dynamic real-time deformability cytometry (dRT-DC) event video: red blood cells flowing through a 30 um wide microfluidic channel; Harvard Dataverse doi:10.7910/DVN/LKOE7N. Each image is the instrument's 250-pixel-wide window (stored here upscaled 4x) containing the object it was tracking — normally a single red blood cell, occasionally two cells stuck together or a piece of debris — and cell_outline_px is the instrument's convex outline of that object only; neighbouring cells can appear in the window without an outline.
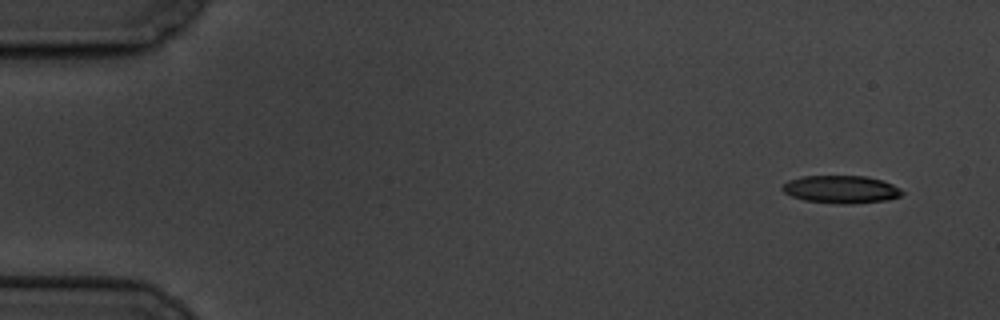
{"species": "common noctule bat (a hibernating species)", "species_latin": "Nyctalus noctula", "temperature_condition": "cold", "stored_images_in_passage": 5, "camera_frame_rate_fps": 3000, "um_per_image_px": 0.085, "animal": {"sex": "male", "body_mass_g": 19.5, "forearm_length_mm": 54.6}, "frame": {"image": 1, "passage_image": 1, "time_ms": 0.0, "image_size_px": [1000, 320], "cell_outline_px": [[904, 192], [900, 196], [884, 200], [852, 204], [840, 204], [804, 200], [792, 196], [784, 192], [780, 188], [788, 180], [800, 176], [864, 176], [880, 180], [892, 184], [900, 188]], "centroid_in_image_um": [71.46, 16.09], "position_along_channel_um": 13.5, "area_um2": 19.25}}
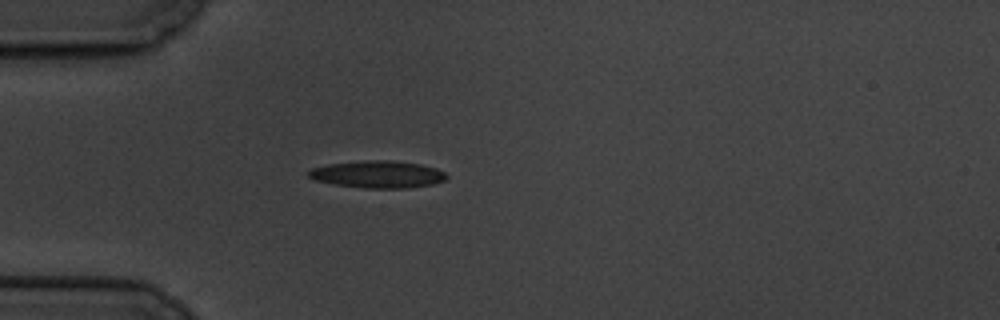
{"frame": {"image": 2, "passage_image": 5, "time_ms": 4.333, "image_size_px": [1000, 320], "cell_outline_px": [[448, 176], [444, 180], [432, 184], [408, 188], [364, 188], [336, 184], [316, 180], [308, 176], [308, 172], [312, 168], [328, 164], [368, 160], [388, 160], [420, 164], [436, 168], [444, 172]], "centroid_in_image_um": [32.13, 14.82], "position_along_channel_um": 52.9, "area_um2": 21.62}}